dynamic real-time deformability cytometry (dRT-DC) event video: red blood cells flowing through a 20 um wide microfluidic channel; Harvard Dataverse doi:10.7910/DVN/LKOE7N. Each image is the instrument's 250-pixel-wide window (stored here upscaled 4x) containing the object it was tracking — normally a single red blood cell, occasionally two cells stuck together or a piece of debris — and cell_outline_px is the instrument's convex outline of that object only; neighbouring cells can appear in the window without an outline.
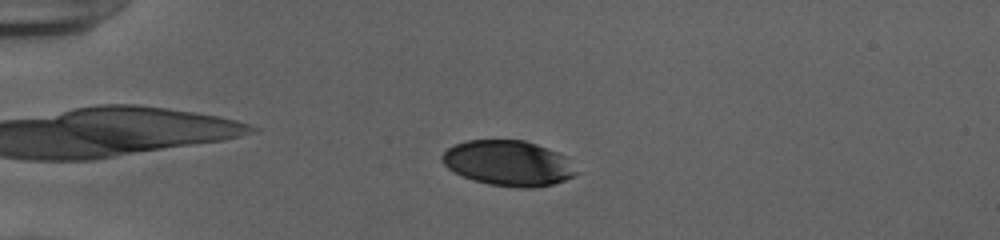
{"species": "human", "species_latin": "Homo sapiens", "temperature_condition": "cold", "stored_images_in_passage": 53, "camera_frame_rate_fps": 3000, "um_per_image_px": 0.085, "donor": {"sex": "female"}, "frame": {"image": 1, "passage_image": 14, "time_ms": 4.333, "image_size_px": [1000, 240], "cell_outline_px": [[580, 172], [576, 176], [552, 184], [532, 188], [524, 188], [488, 184], [472, 180], [448, 168], [440, 160], [440, 156], [448, 148], [456, 144], [468, 140], [524, 140], [536, 144], [568, 156]], "centroid_in_image_um": [43.26, 13.87], "position_along_channel_um": 41.7, "area_um2": 35.66}}
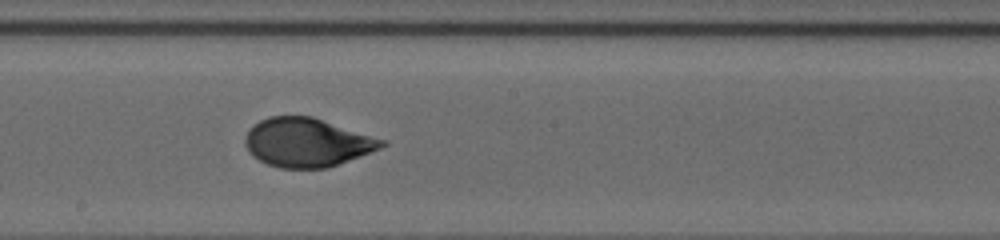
{"frame": {"image": 2, "passage_image": 31, "time_ms": 10.0, "image_size_px": [1000, 240], "cell_outline_px": [[388, 144], [380, 148], [328, 168], [280, 168], [268, 164], [252, 156], [248, 152], [244, 144], [244, 140], [248, 132], [260, 120], [268, 116], [312, 116], [388, 140]], "centroid_in_image_um": [26.12, 12.1], "position_along_channel_um": 222.1, "area_um2": 38.84}}
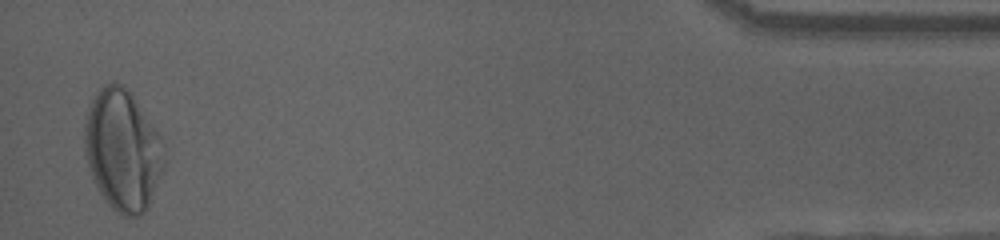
{"frame": {"image": 3, "passage_image": 52, "time_ms": 17.0, "image_size_px": [1000, 240], "cell_outline_px": [[164, 164], [148, 208], [140, 216], [124, 216], [116, 212], [104, 200], [92, 180], [84, 152], [84, 124], [88, 108], [92, 100], [100, 88], [104, 84], [112, 80], [124, 84], [160, 136], [164, 160]], "centroid_in_image_um": [10.38, 12.77], "position_along_channel_um": 424.8, "area_um2": 56.01}, "authors_computed_cell_mechanics": {"area_um2": 38.7838, "velocity_mm_per_s": 3.926, "shape_relaxation_time_tau1_ms": 3.2319, "shape_relaxation_time_tau2_ms": null, "deformation_change_tau1": 0.1535, "deformation_change_tau2": null}}